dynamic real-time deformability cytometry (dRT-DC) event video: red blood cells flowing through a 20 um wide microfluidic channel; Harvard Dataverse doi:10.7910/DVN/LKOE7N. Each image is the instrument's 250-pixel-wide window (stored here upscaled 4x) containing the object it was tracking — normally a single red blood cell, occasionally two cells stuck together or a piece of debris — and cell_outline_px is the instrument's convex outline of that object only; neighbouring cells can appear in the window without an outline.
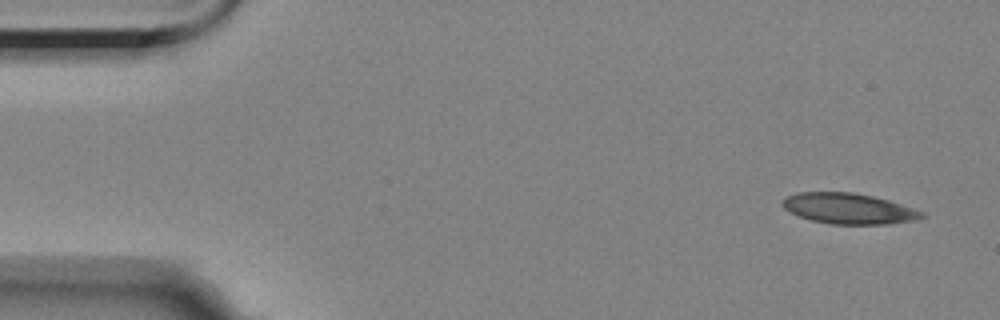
{"species": "Egyptian fruit bat (a non-hibernating species)", "species_latin": "Rousettus aegyptiacus", "temperature_condition": "room temperature", "stored_images_in_passage": 4, "camera_frame_rate_fps": 3000, "um_per_image_px": 0.085, "animal": {"sex": "female"}, "frame": {"image": 1, "passage_image": 1, "time_ms": 0.0, "image_size_px": [1000, 320], "cell_outline_px": [[924, 216], [916, 220], [888, 224], [832, 224], [812, 220], [800, 216], [784, 208], [780, 204], [780, 200], [796, 192], [856, 192], [888, 200], [924, 212]], "centroid_in_image_um": [72.11, 17.72], "position_along_channel_um": 12.9, "area_um2": 24.8}}
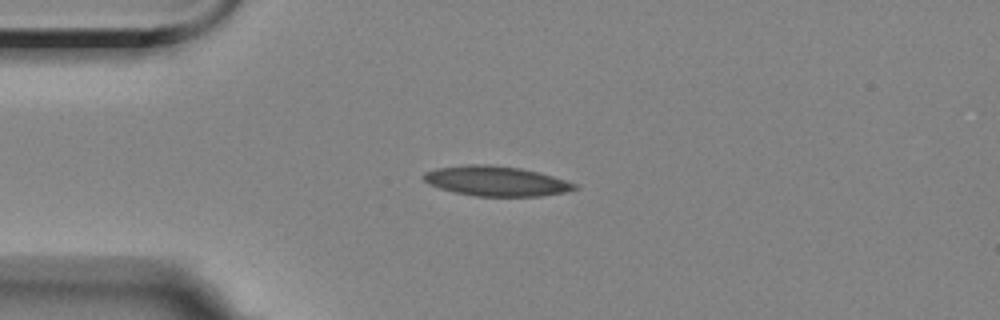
{"frame": {"image": 2, "passage_image": 4, "time_ms": 3.333, "image_size_px": [1000, 320], "cell_outline_px": [[580, 188], [564, 192], [540, 196], [476, 196], [452, 192], [428, 184], [420, 176], [424, 172], [436, 168], [464, 164], [488, 164], [520, 168], [552, 176], [580, 184]], "centroid_in_image_um": [42.14, 15.39], "position_along_channel_um": 42.9, "area_um2": 26.53}}